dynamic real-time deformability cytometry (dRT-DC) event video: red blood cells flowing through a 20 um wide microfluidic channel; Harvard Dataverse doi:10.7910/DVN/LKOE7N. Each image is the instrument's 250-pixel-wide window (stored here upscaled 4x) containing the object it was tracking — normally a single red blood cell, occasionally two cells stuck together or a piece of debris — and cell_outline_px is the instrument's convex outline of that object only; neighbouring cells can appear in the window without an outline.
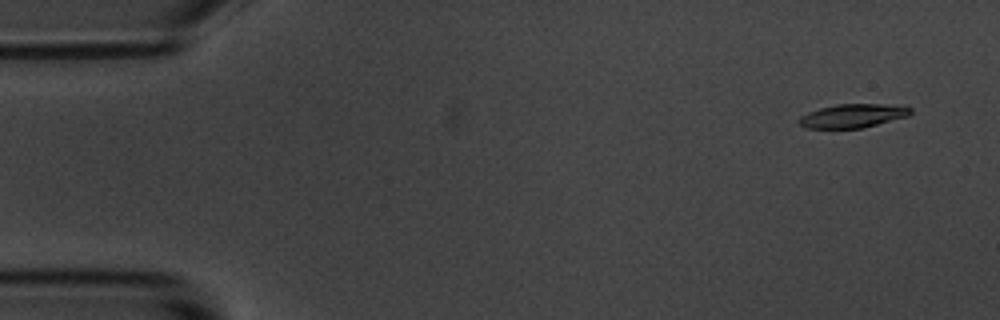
{"species": "common noctule bat (a hibernating species)", "species_latin": "Nyctalus noctula", "temperature_condition": "room temperature", "stored_images_in_passage": 5, "camera_frame_rate_fps": 3000, "um_per_image_px": 0.085, "animal": {"sex": "male", "body_mass_g": 20.1, "forearm_length_mm": 53.5}, "frame": {"image": 1, "passage_image": 1, "time_ms": 0.0, "image_size_px": [1000, 320], "cell_outline_px": [[912, 112], [908, 116], [860, 128], [804, 128], [800, 124], [800, 116], [808, 112], [820, 108], [836, 104], [904, 104], [912, 108]], "centroid_in_image_um": [72.54, 9.82], "position_along_channel_um": 12.5, "area_um2": 15.43}}
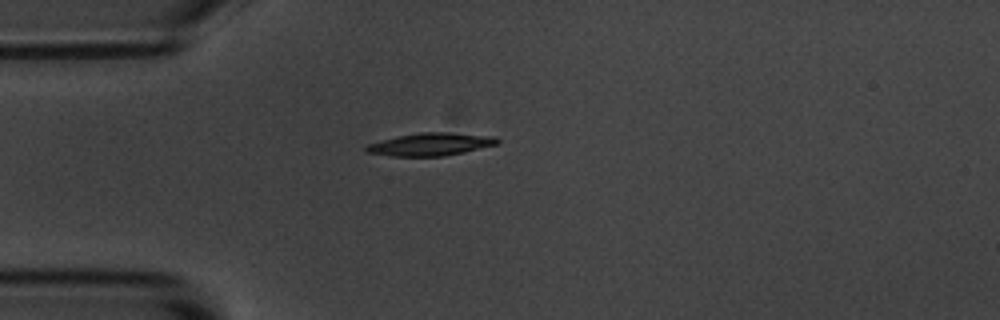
{"frame": {"image": 2, "passage_image": 4, "time_ms": 3.667, "image_size_px": [1000, 320], "cell_outline_px": [[500, 144], [464, 152], [444, 156], [392, 156], [364, 152], [364, 148], [368, 144], [400, 136], [420, 132], [448, 132], [496, 136], [500, 140]], "centroid_in_image_um": [36.67, 12.26], "position_along_channel_um": 48.3, "area_um2": 17.4}}